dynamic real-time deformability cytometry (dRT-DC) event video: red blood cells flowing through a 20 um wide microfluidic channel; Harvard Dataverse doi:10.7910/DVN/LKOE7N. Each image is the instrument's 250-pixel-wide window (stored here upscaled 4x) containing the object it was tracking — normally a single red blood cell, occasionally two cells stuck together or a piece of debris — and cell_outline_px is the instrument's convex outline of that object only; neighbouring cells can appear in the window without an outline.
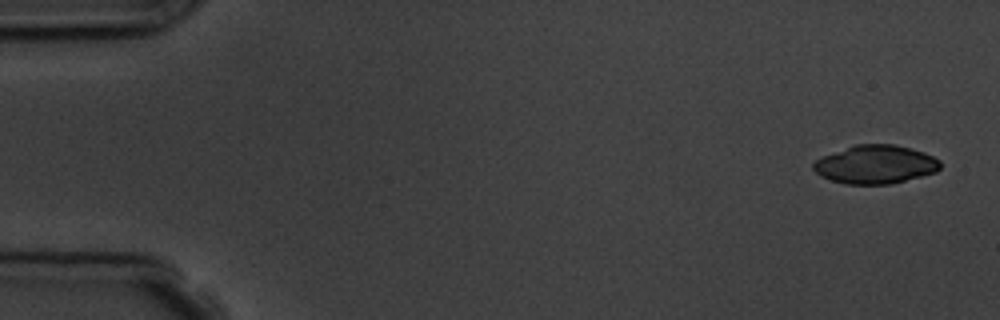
{"species": "common noctule bat (a hibernating species)", "species_latin": "Nyctalus noctula", "temperature_condition": "room temperature", "stored_images_in_passage": 5, "camera_frame_rate_fps": 3000, "um_per_image_px": 0.085, "animal": {"sex": "male", "body_mass_g": 19.5, "forearm_length_mm": 54.6}, "frame": {"image": 1, "passage_image": 1, "time_ms": 0.0, "image_size_px": [1000, 320], "cell_outline_px": [[940, 168], [936, 172], [888, 184], [844, 184], [820, 176], [812, 168], [812, 164], [816, 160], [824, 156], [856, 144], [892, 144], [924, 152], [940, 160]], "centroid_in_image_um": [74.4, 13.98], "position_along_channel_um": 10.6, "area_um2": 28.09}}